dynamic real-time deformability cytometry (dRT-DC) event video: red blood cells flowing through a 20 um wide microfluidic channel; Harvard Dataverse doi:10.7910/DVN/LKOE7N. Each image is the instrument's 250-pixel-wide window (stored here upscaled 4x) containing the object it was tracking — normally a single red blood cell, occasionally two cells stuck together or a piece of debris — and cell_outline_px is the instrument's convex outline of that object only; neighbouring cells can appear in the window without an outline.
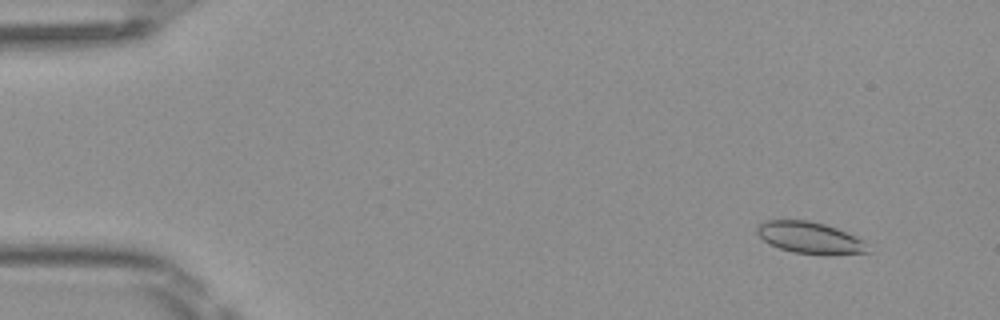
{"species": "Egyptian fruit bat (a non-hibernating species)", "species_latin": "Rousettus aegyptiacus", "temperature_condition": "room temperature", "stored_images_in_passage": 50, "camera_frame_rate_fps": 3000, "um_per_image_px": 0.085, "frame": {"image": 1, "passage_image": 5, "time_ms": 1.333, "image_size_px": [1000, 320], "cell_outline_px": [[872, 252], [824, 256], [792, 252], [780, 248], [764, 240], [756, 232], [756, 224], [764, 220], [808, 220], [824, 224], [836, 228], [856, 236]], "centroid_in_image_um": [68.82, 20.22], "position_along_channel_um": 16.2, "area_um2": 20.58}}
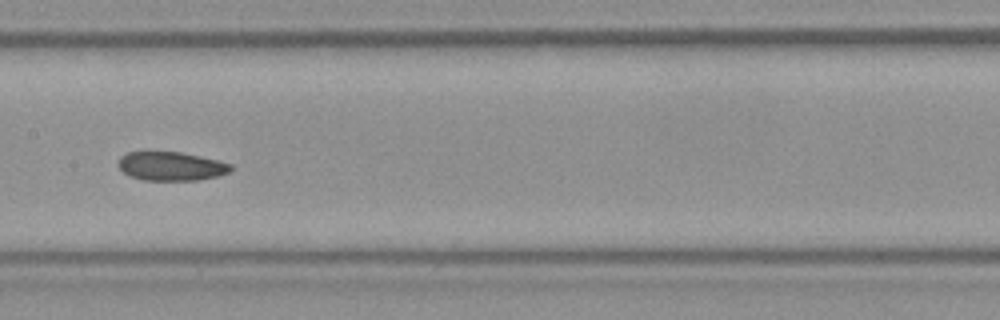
{"frame": {"image": 2, "passage_image": 26, "time_ms": 8.333, "image_size_px": [1000, 320], "cell_outline_px": [[232, 168], [228, 172], [220, 176], [196, 180], [144, 180], [132, 176], [124, 172], [116, 164], [120, 156], [128, 152], [144, 148], [180, 152], [200, 156], [232, 164]], "centroid_in_image_um": [14.47, 14.07], "position_along_channel_um": 192.9, "area_um2": 19.54}}
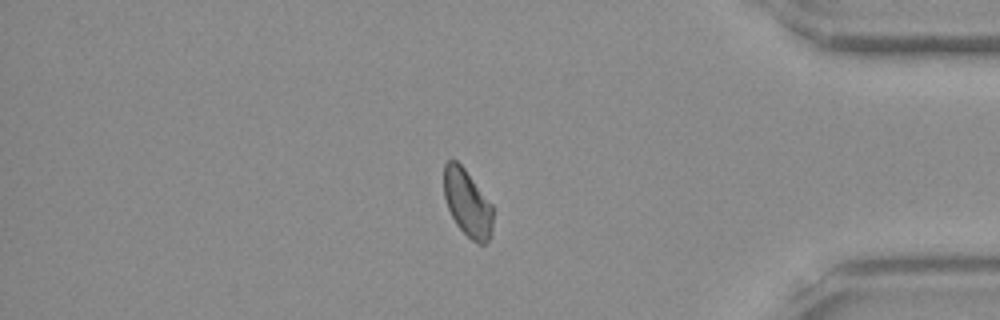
{"frame": {"image": 3, "passage_image": 43, "time_ms": 14.0, "image_size_px": [1000, 320], "cell_outline_px": [[492, 236], [484, 244], [480, 244], [472, 240], [456, 224], [448, 208], [444, 196], [444, 164], [448, 160], [456, 160], [464, 168], [492, 204]], "centroid_in_image_um": [39.73, 17.26], "position_along_channel_um": 395.5, "area_um2": 19.02}}